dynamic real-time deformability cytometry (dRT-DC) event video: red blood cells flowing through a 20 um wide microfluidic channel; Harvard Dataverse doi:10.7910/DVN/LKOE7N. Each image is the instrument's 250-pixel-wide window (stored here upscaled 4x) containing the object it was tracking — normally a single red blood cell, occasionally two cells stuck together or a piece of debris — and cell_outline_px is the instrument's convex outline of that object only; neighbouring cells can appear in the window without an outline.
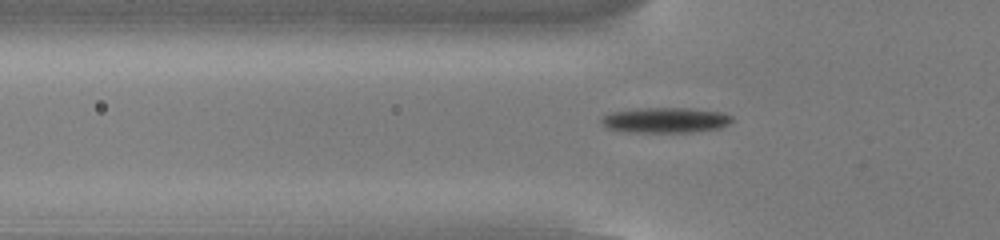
{"species": "common noctule bat (a hibernating species)", "species_latin": "Nyctalus noctula", "temperature_condition": "cold", "stored_images_in_passage": 48, "camera_frame_rate_fps": 3000, "um_per_image_px": 0.085, "animal": {"sex": "male", "body_mass_g": 13.0, "forearm_length_mm": 53.1}, "frame": {"image": 1, "passage_image": 12, "time_ms": 3.667, "image_size_px": [1000, 240], "cell_outline_px": [[732, 120], [728, 124], [720, 128], [692, 132], [628, 132], [608, 128], [600, 120], [604, 116], [612, 112], [636, 108], [688, 108], [720, 112], [732, 116]], "centroid_in_image_um": [56.57, 10.21], "position_along_channel_um": 69.2, "area_um2": 19.13}}
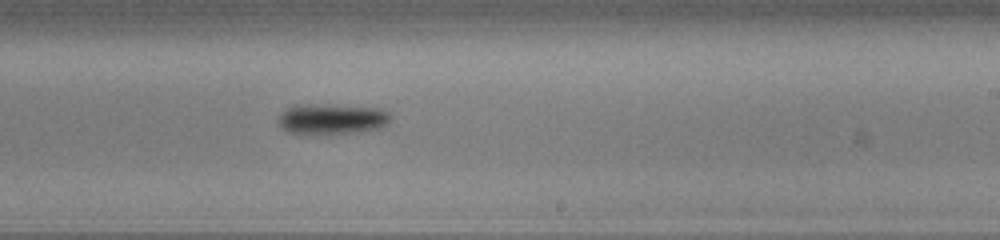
{"frame": {"image": 2, "passage_image": 27, "time_ms": 8.667, "image_size_px": [1000, 240], "cell_outline_px": [[392, 116], [380, 128], [360, 132], [328, 136], [288, 132], [276, 120], [288, 108], [296, 104], [312, 104], [380, 108], [388, 112]], "centroid_in_image_um": [28.21, 10.14], "position_along_channel_um": 260.8, "area_um2": 20.23}}
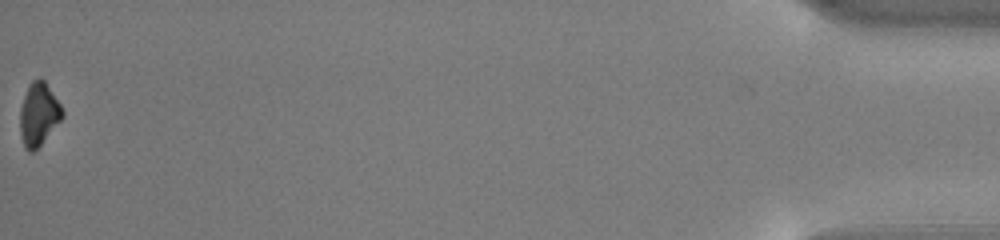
{"frame": {"image": 3, "passage_image": 48, "time_ms": 15.667, "image_size_px": [1000, 240], "cell_outline_px": [[64, 116], [40, 144], [32, 152], [28, 152], [24, 148], [20, 136], [20, 108], [28, 84], [32, 80], [40, 76], [44, 80], [60, 104], [64, 112]], "centroid_in_image_um": [3.26, 9.69], "position_along_channel_um": 431.9, "area_um2": 15.49}, "authors_computed_cell_mechanics": {"area_um2": 17.8313, "velocity_mm_per_s": 3.8519, "shape_relaxation_time_tau1_ms": 2.4723, "shape_relaxation_time_tau2_ms": null, "deformation_change_tau1": 0.1094, "deformation_change_tau2": null}}